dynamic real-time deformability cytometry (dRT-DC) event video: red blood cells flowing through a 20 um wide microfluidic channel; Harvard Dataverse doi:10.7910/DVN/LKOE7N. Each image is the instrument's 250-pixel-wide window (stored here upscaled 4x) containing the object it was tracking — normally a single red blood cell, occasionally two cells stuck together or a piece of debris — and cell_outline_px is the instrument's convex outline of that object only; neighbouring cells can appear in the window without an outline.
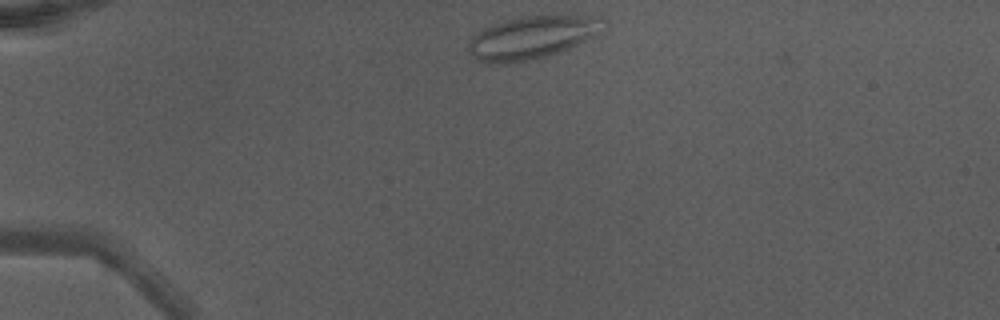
{"species": "Egyptian fruit bat (a non-hibernating species)", "species_latin": "Rousettus aegyptiacus", "temperature_condition": "warm", "stored_images_in_passage": 37, "camera_frame_rate_fps": 3000, "um_per_image_px": 0.085, "animal": {"sex": "male"}, "frame": {"image": 1, "passage_image": 1, "time_ms": 0.0, "image_size_px": [1000, 320], "cell_outline_px": [[604, 28], [596, 36], [588, 40], [548, 56], [536, 60], [512, 64], [488, 64], [476, 60], [468, 48], [468, 44], [472, 36], [476, 32], [488, 24], [504, 20], [524, 16], [556, 12], [588, 16], [604, 20]], "centroid_in_image_um": [45.21, 3.16], "position_along_channel_um": 39.8, "area_um2": 35.03}}
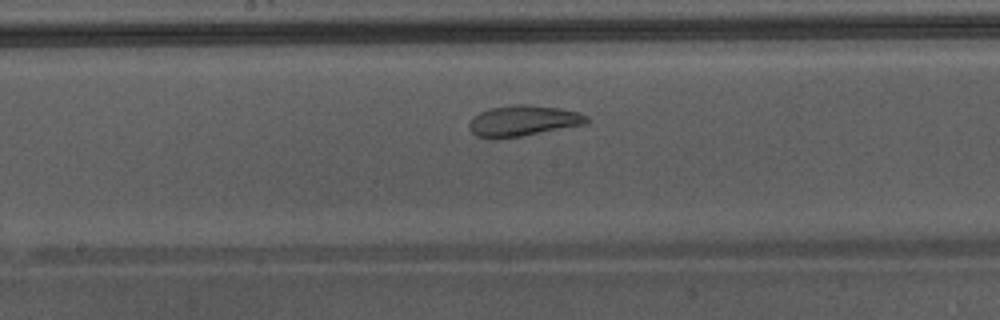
{"frame": {"image": 2, "passage_image": 16, "time_ms": 5.0, "image_size_px": [1000, 320], "cell_outline_px": [[592, 120], [588, 124], [524, 136], [496, 140], [492, 140], [476, 136], [468, 128], [468, 124], [472, 116], [480, 112], [492, 108], [516, 104], [528, 104], [560, 108], [580, 112], [588, 116]], "centroid_in_image_um": [44.49, 10.29], "position_along_channel_um": 203.7, "area_um2": 21.79}, "authors_computed_cell_mechanics": {"area_um2": 24.5072, "velocity_mm_per_s": 4.3509, "shape_relaxation_time_tau1_ms": null, "shape_relaxation_time_tau2_ms": 1.3118, "deformation_change_tau1": null, "deformation_change_tau2": 0.0876}}